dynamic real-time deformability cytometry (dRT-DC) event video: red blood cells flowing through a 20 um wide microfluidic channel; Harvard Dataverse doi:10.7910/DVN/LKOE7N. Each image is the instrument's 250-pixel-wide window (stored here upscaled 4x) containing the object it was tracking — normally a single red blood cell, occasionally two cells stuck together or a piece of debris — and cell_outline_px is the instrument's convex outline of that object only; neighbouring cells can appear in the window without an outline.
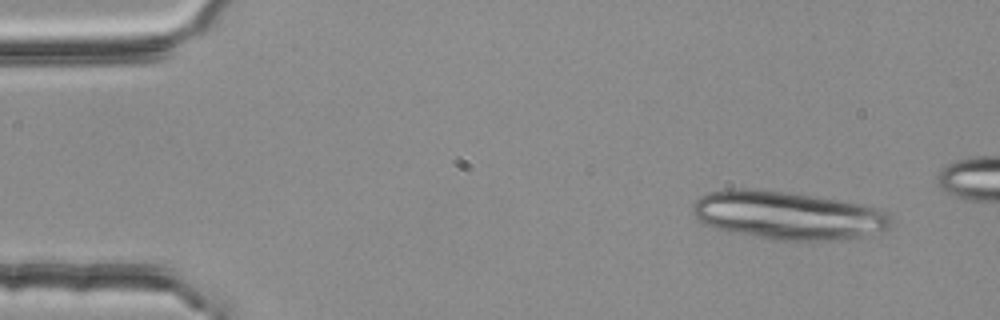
{"species": "common noctule bat (a hibernating species)", "species_latin": "Nyctalus noctula", "temperature_condition": "room temperature", "stored_images_in_passage": 3, "camera_frame_rate_fps": 3000, "um_per_image_px": 0.085, "animal": {"sex": "female", "body_mass_g": 25.1}, "frame": {"image": 1, "passage_image": 1, "time_ms": 0.0, "image_size_px": [1000, 320], "cell_outline_px": [[892, 224], [888, 228], [864, 236], [840, 240], [772, 240], [732, 232], [716, 228], [704, 224], [692, 212], [692, 204], [700, 196], [708, 192], [728, 188], [748, 188], [788, 192], [840, 200], [876, 208], [888, 212], [892, 220]], "centroid_in_image_um": [66.94, 18.3], "position_along_channel_um": 18.1, "area_um2": 55.78}}